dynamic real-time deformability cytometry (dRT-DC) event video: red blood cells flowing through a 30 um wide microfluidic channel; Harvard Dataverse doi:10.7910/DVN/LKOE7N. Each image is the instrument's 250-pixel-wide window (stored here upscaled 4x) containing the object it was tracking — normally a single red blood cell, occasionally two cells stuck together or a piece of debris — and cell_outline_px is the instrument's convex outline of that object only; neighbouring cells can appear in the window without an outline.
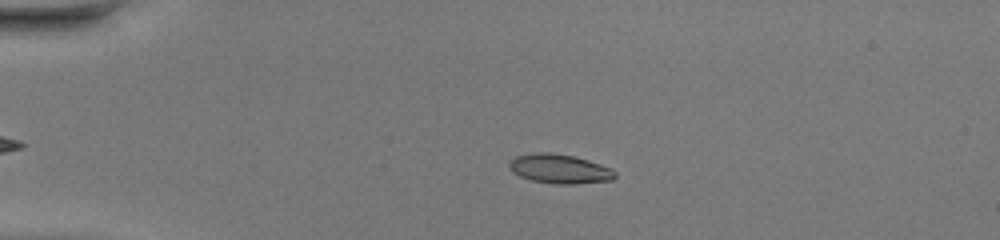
{"species": "common noctule bat (a hibernating species)", "species_latin": "Nyctalus noctula", "temperature_condition": "warm", "stored_images_in_passage": 40, "camera_frame_rate_fps": 3000, "um_per_image_px": 0.085, "animal": {"sex": "female", "body_mass_g": 20.0, "forearm_length_mm": 54.0}, "frame": {"image": 1, "passage_image": 9, "time_ms": 2.667, "image_size_px": [1000, 240], "cell_outline_px": [[616, 176], [612, 180], [576, 184], [556, 184], [532, 180], [520, 176], [512, 172], [508, 164], [516, 156], [536, 152], [548, 152], [572, 156], [588, 160], [612, 168], [616, 172]], "centroid_in_image_um": [47.58, 14.36], "position_along_channel_um": 37.4, "area_um2": 17.98}}
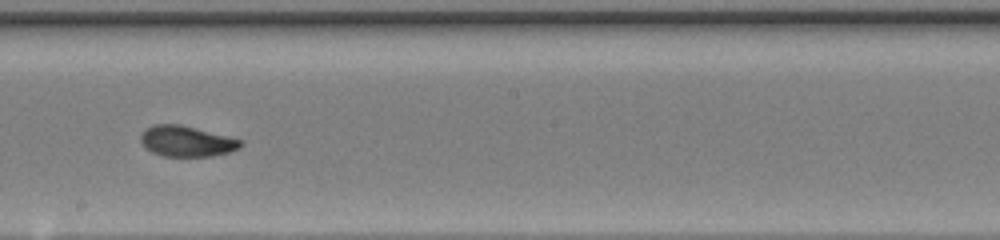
{"frame": {"image": 2, "passage_image": 26, "time_ms": 8.333, "image_size_px": [1000, 240], "cell_outline_px": [[244, 144], [240, 148], [232, 152], [212, 156], [164, 156], [152, 152], [144, 148], [140, 140], [140, 136], [144, 128], [152, 124], [180, 124], [244, 140]], "centroid_in_image_um": [15.87, 12.0], "position_along_channel_um": 232.3, "area_um2": 18.21}}
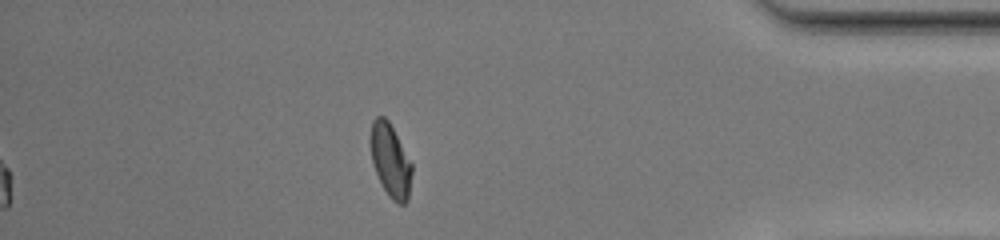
{"frame": {"image": 3, "passage_image": 40, "time_ms": 13.0, "image_size_px": [1000, 240], "cell_outline_px": [[412, 172], [408, 200], [404, 204], [396, 204], [388, 196], [372, 164], [368, 140], [372, 120], [376, 116], [384, 116], [388, 120], [412, 164]], "centroid_in_image_um": [33.15, 13.63], "position_along_channel_um": 402.0, "area_um2": 17.86}, "authors_computed_cell_mechanics": {"area_um2": 17.9758, "velocity_mm_per_s": 4.3417, "shape_relaxation_time_tau1_ms": 3.7374, "shape_relaxation_time_tau2_ms": 0.8836, "deformation_change_tau1": 0.1965, "deformation_change_tau2": 0.0505}}